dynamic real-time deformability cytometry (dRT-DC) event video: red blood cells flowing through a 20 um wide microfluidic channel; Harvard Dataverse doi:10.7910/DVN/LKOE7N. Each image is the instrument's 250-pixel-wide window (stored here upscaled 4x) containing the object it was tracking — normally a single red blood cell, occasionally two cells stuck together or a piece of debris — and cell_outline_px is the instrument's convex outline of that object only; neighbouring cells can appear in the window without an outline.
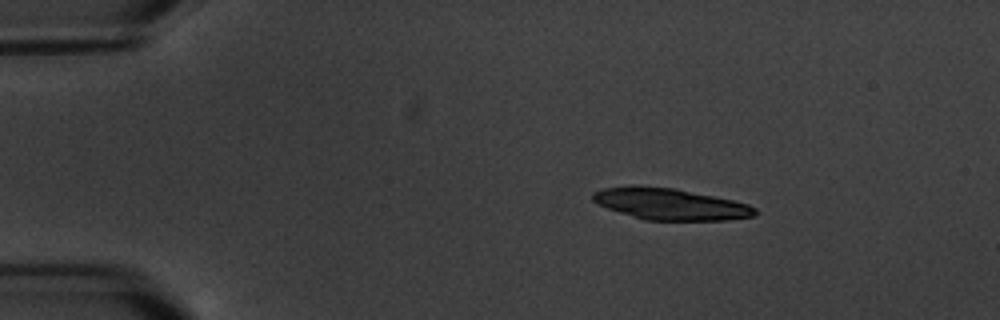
{"species": "common noctule bat (a hibernating species)", "species_latin": "Nyctalus noctula", "temperature_condition": "warm", "stored_images_in_passage": 4, "camera_frame_rate_fps": 3000, "um_per_image_px": 0.085, "animal": {"sex": "male", "body_mass_g": 20.1, "forearm_length_mm": 53.5}, "frame": {"image": 1, "passage_image": 1, "time_ms": 0.0, "image_size_px": [1000, 320], "cell_outline_px": [[760, 212], [756, 216], [728, 220], [644, 220], [596, 204], [592, 200], [592, 192], [604, 188], [676, 188], [732, 200], [748, 204], [756, 208]], "centroid_in_image_um": [57.07, 17.38], "position_along_channel_um": 27.9, "area_um2": 29.07}}